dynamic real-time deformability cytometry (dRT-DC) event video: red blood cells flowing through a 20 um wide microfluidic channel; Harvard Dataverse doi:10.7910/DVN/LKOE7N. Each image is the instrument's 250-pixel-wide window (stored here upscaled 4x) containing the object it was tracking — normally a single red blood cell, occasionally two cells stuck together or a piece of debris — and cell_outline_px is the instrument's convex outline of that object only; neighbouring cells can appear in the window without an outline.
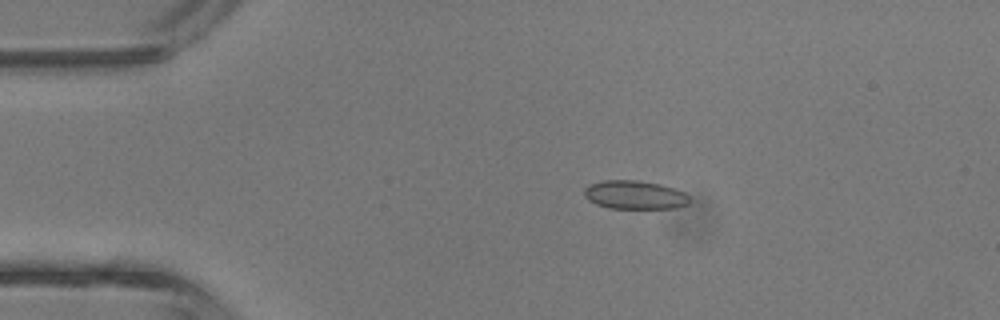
{"species": "common noctule bat (a hibernating species)", "species_latin": "Nyctalus noctula", "temperature_condition": "room temperature", "stored_images_in_passage": 4, "camera_frame_rate_fps": 3000, "um_per_image_px": 0.085, "animal": {"sex": "male", "body_mass_g": 13.3}, "frame": {"image": 1, "passage_image": 3, "time_ms": 2.333, "image_size_px": [1000, 320], "cell_outline_px": [[692, 200], [688, 204], [676, 208], [608, 208], [596, 204], [588, 200], [584, 196], [584, 188], [588, 184], [600, 180], [640, 180], [660, 184], [684, 192]], "centroid_in_image_um": [53.93, 16.56], "position_along_channel_um": 31.1, "area_um2": 17.74}}